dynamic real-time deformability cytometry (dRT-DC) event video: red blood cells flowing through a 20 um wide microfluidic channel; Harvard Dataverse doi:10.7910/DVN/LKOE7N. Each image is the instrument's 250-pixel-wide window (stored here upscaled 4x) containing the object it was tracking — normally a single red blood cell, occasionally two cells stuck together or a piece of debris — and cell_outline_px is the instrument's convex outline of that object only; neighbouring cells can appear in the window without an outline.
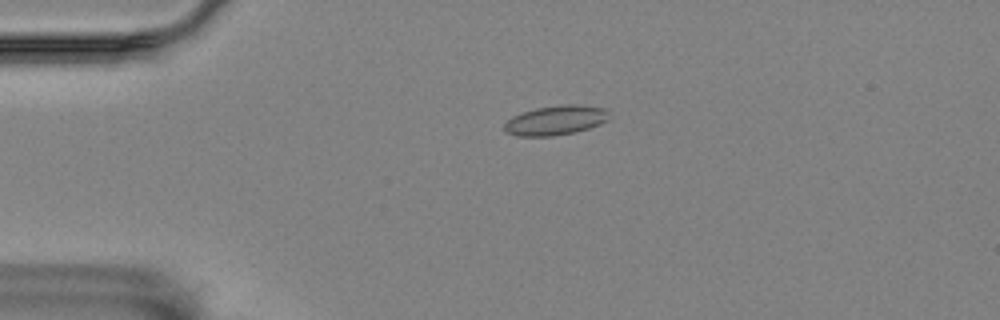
{"species": "Egyptian fruit bat (a non-hibernating species)", "species_latin": "Rousettus aegyptiacus", "temperature_condition": "room temperature", "stored_images_in_passage": 5, "camera_frame_rate_fps": 3000, "um_per_image_px": 0.085, "animal": {"sex": "female"}, "frame": {"image": 1, "passage_image": 4, "time_ms": 1.0, "image_size_px": [1000, 320], "cell_outline_px": [[608, 120], [600, 124], [576, 132], [552, 136], [516, 136], [504, 132], [504, 124], [512, 116], [536, 108], [560, 104], [580, 104], [608, 108]], "centroid_in_image_um": [47.24, 10.22], "position_along_channel_um": 37.8, "area_um2": 18.26}}